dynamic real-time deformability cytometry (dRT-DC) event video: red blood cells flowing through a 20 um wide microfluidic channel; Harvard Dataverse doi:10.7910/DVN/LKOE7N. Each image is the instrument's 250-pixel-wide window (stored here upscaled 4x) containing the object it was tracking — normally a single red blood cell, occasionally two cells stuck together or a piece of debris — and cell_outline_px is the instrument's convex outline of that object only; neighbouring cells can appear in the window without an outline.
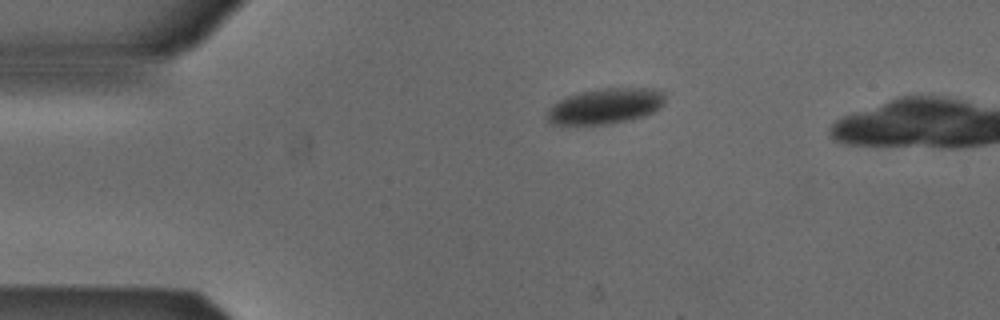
{"species": "Egyptian fruit bat (a non-hibernating species)", "species_latin": "Rousettus aegyptiacus", "temperature_condition": "cold", "stored_images_in_passage": 3, "camera_frame_rate_fps": 3000, "um_per_image_px": 0.085, "animal": {"sex": "male"}, "frame": {"image": 1, "passage_image": 1, "time_ms": 0.0, "image_size_px": [1000, 320], "cell_outline_px": [[664, 104], [660, 108], [644, 116], [628, 120], [608, 124], [552, 124], [544, 116], [552, 104], [568, 96], [580, 92], [600, 88], [660, 88], [664, 92]], "centroid_in_image_um": [51.47, 9.01], "position_along_channel_um": 33.5, "area_um2": 24.57}}